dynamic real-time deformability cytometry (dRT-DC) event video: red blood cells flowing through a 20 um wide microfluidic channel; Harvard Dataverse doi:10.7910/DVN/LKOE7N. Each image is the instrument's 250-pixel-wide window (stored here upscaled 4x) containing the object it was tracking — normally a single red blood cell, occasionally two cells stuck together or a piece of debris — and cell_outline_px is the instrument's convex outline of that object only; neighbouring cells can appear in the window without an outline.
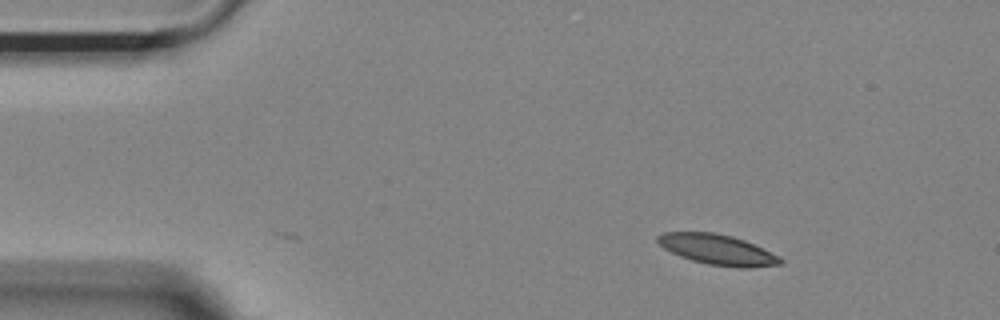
{"species": "Egyptian fruit bat (a non-hibernating species)", "species_latin": "Rousettus aegyptiacus", "temperature_condition": "room temperature", "stored_images_in_passage": 48, "camera_frame_rate_fps": 3000, "um_per_image_px": 0.085, "animal": {"sex": "female"}, "frame": {"image": 1, "passage_image": 1, "time_ms": 0.0, "image_size_px": [1000, 320], "cell_outline_px": [[784, 260], [780, 264], [748, 268], [736, 268], [708, 264], [692, 260], [680, 256], [664, 248], [656, 240], [656, 236], [664, 232], [712, 232], [732, 236], [744, 240], [780, 256]], "centroid_in_image_um": [60.99, 21.22], "position_along_channel_um": 24.0, "area_um2": 21.62}}
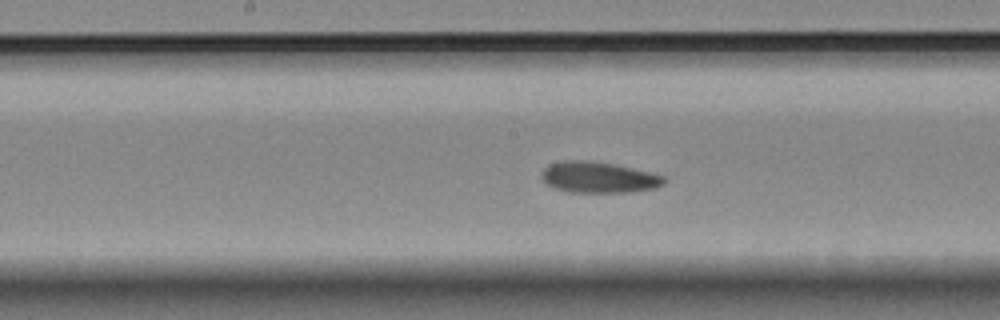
{"frame": {"image": 2, "passage_image": 21, "time_ms": 6.667, "image_size_px": [1000, 320], "cell_outline_px": [[664, 184], [652, 188], [628, 192], [568, 192], [552, 188], [540, 176], [540, 172], [548, 164], [560, 160], [584, 160], [612, 164], [648, 172], [664, 176]], "centroid_in_image_um": [50.78, 15.07], "position_along_channel_um": 197.4, "area_um2": 21.96}}
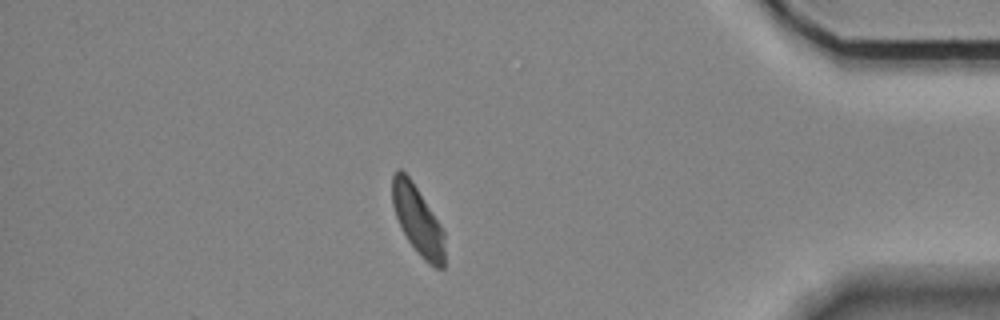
{"frame": {"image": 3, "passage_image": 41, "time_ms": 13.333, "image_size_px": [1000, 320], "cell_outline_px": [[444, 268], [436, 268], [428, 264], [420, 256], [408, 240], [396, 216], [392, 204], [392, 176], [396, 168], [400, 168], [408, 176], [416, 188], [444, 232]], "centroid_in_image_um": [35.49, 18.73], "position_along_channel_um": 399.7, "area_um2": 20.46}, "authors_computed_cell_mechanics": {"area_um2": 21.964, "velocity_mm_per_s": 3.5977, "shape_relaxation_time_tau1_ms": 3.4281, "shape_relaxation_time_tau2_ms": 2.5724, "deformation_change_tau1": 0.0899, "deformation_change_tau2": 0.0837}}